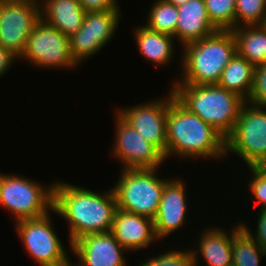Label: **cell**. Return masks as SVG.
<instances>
[{"instance_id":"34","label":"cell","mask_w":266,"mask_h":266,"mask_svg":"<svg viewBox=\"0 0 266 266\" xmlns=\"http://www.w3.org/2000/svg\"><path fill=\"white\" fill-rule=\"evenodd\" d=\"M165 1L171 4H174L175 6H179V5L187 3L189 0H165Z\"/></svg>"},{"instance_id":"26","label":"cell","mask_w":266,"mask_h":266,"mask_svg":"<svg viewBox=\"0 0 266 266\" xmlns=\"http://www.w3.org/2000/svg\"><path fill=\"white\" fill-rule=\"evenodd\" d=\"M235 4L236 27L265 24L264 0H235Z\"/></svg>"},{"instance_id":"19","label":"cell","mask_w":266,"mask_h":266,"mask_svg":"<svg viewBox=\"0 0 266 266\" xmlns=\"http://www.w3.org/2000/svg\"><path fill=\"white\" fill-rule=\"evenodd\" d=\"M40 5L41 19L68 38L78 33L86 16L78 0H42Z\"/></svg>"},{"instance_id":"28","label":"cell","mask_w":266,"mask_h":266,"mask_svg":"<svg viewBox=\"0 0 266 266\" xmlns=\"http://www.w3.org/2000/svg\"><path fill=\"white\" fill-rule=\"evenodd\" d=\"M247 102L266 107V63L254 67L253 85Z\"/></svg>"},{"instance_id":"7","label":"cell","mask_w":266,"mask_h":266,"mask_svg":"<svg viewBox=\"0 0 266 266\" xmlns=\"http://www.w3.org/2000/svg\"><path fill=\"white\" fill-rule=\"evenodd\" d=\"M231 152L248 167L266 156V107L244 103L233 131L225 138V159Z\"/></svg>"},{"instance_id":"32","label":"cell","mask_w":266,"mask_h":266,"mask_svg":"<svg viewBox=\"0 0 266 266\" xmlns=\"http://www.w3.org/2000/svg\"><path fill=\"white\" fill-rule=\"evenodd\" d=\"M15 61H18V57L0 45V77L8 73Z\"/></svg>"},{"instance_id":"11","label":"cell","mask_w":266,"mask_h":266,"mask_svg":"<svg viewBox=\"0 0 266 266\" xmlns=\"http://www.w3.org/2000/svg\"><path fill=\"white\" fill-rule=\"evenodd\" d=\"M115 118V144L111 154L123 164L122 169H156L164 163V155L144 139L117 112Z\"/></svg>"},{"instance_id":"2","label":"cell","mask_w":266,"mask_h":266,"mask_svg":"<svg viewBox=\"0 0 266 266\" xmlns=\"http://www.w3.org/2000/svg\"><path fill=\"white\" fill-rule=\"evenodd\" d=\"M166 131L167 158L173 155L182 160L215 158L216 161L226 156L225 137L175 97L168 107Z\"/></svg>"},{"instance_id":"6","label":"cell","mask_w":266,"mask_h":266,"mask_svg":"<svg viewBox=\"0 0 266 266\" xmlns=\"http://www.w3.org/2000/svg\"><path fill=\"white\" fill-rule=\"evenodd\" d=\"M156 169H121L112 186L117 208L154 219L168 178L157 176Z\"/></svg>"},{"instance_id":"4","label":"cell","mask_w":266,"mask_h":266,"mask_svg":"<svg viewBox=\"0 0 266 266\" xmlns=\"http://www.w3.org/2000/svg\"><path fill=\"white\" fill-rule=\"evenodd\" d=\"M175 98L225 138L233 131L245 99L218 84H172Z\"/></svg>"},{"instance_id":"1","label":"cell","mask_w":266,"mask_h":266,"mask_svg":"<svg viewBox=\"0 0 266 266\" xmlns=\"http://www.w3.org/2000/svg\"><path fill=\"white\" fill-rule=\"evenodd\" d=\"M105 191L54 182L53 213L68 221L69 245L85 235L111 231L117 201L112 187Z\"/></svg>"},{"instance_id":"24","label":"cell","mask_w":266,"mask_h":266,"mask_svg":"<svg viewBox=\"0 0 266 266\" xmlns=\"http://www.w3.org/2000/svg\"><path fill=\"white\" fill-rule=\"evenodd\" d=\"M147 28L175 37L178 23V8L165 0H155L148 12Z\"/></svg>"},{"instance_id":"20","label":"cell","mask_w":266,"mask_h":266,"mask_svg":"<svg viewBox=\"0 0 266 266\" xmlns=\"http://www.w3.org/2000/svg\"><path fill=\"white\" fill-rule=\"evenodd\" d=\"M133 29L138 53H141V57H144L147 62L156 64V66H166L173 60L175 37L151 30L145 25H139Z\"/></svg>"},{"instance_id":"13","label":"cell","mask_w":266,"mask_h":266,"mask_svg":"<svg viewBox=\"0 0 266 266\" xmlns=\"http://www.w3.org/2000/svg\"><path fill=\"white\" fill-rule=\"evenodd\" d=\"M120 14L121 10L86 12L78 33L69 38L72 56L78 65L111 41L122 19Z\"/></svg>"},{"instance_id":"16","label":"cell","mask_w":266,"mask_h":266,"mask_svg":"<svg viewBox=\"0 0 266 266\" xmlns=\"http://www.w3.org/2000/svg\"><path fill=\"white\" fill-rule=\"evenodd\" d=\"M119 244L130 252L149 247L159 240L151 218L129 213L117 208L110 231Z\"/></svg>"},{"instance_id":"25","label":"cell","mask_w":266,"mask_h":266,"mask_svg":"<svg viewBox=\"0 0 266 266\" xmlns=\"http://www.w3.org/2000/svg\"><path fill=\"white\" fill-rule=\"evenodd\" d=\"M208 17L218 30L236 28L235 0H204Z\"/></svg>"},{"instance_id":"22","label":"cell","mask_w":266,"mask_h":266,"mask_svg":"<svg viewBox=\"0 0 266 266\" xmlns=\"http://www.w3.org/2000/svg\"><path fill=\"white\" fill-rule=\"evenodd\" d=\"M254 67L236 52L222 71L217 84L247 100L253 85Z\"/></svg>"},{"instance_id":"9","label":"cell","mask_w":266,"mask_h":266,"mask_svg":"<svg viewBox=\"0 0 266 266\" xmlns=\"http://www.w3.org/2000/svg\"><path fill=\"white\" fill-rule=\"evenodd\" d=\"M27 60L32 66L51 69H72L74 61L69 38L40 19L28 37L26 47L18 60Z\"/></svg>"},{"instance_id":"8","label":"cell","mask_w":266,"mask_h":266,"mask_svg":"<svg viewBox=\"0 0 266 266\" xmlns=\"http://www.w3.org/2000/svg\"><path fill=\"white\" fill-rule=\"evenodd\" d=\"M52 213L53 210L39 218L15 222V232L39 266H70L72 261L51 223Z\"/></svg>"},{"instance_id":"18","label":"cell","mask_w":266,"mask_h":266,"mask_svg":"<svg viewBox=\"0 0 266 266\" xmlns=\"http://www.w3.org/2000/svg\"><path fill=\"white\" fill-rule=\"evenodd\" d=\"M177 8L176 41H179L182 47L218 30L208 17L204 0H189Z\"/></svg>"},{"instance_id":"15","label":"cell","mask_w":266,"mask_h":266,"mask_svg":"<svg viewBox=\"0 0 266 266\" xmlns=\"http://www.w3.org/2000/svg\"><path fill=\"white\" fill-rule=\"evenodd\" d=\"M171 179V180H170ZM164 185L159 208L154 217V229L157 238L165 239L188 221L187 185L184 180L170 178Z\"/></svg>"},{"instance_id":"14","label":"cell","mask_w":266,"mask_h":266,"mask_svg":"<svg viewBox=\"0 0 266 266\" xmlns=\"http://www.w3.org/2000/svg\"><path fill=\"white\" fill-rule=\"evenodd\" d=\"M68 251L78 259L71 266H128L124 249L111 232L89 234L73 242Z\"/></svg>"},{"instance_id":"3","label":"cell","mask_w":266,"mask_h":266,"mask_svg":"<svg viewBox=\"0 0 266 266\" xmlns=\"http://www.w3.org/2000/svg\"><path fill=\"white\" fill-rule=\"evenodd\" d=\"M181 48L179 65L183 78L174 80L173 84H217L222 71L237 52L231 30H217Z\"/></svg>"},{"instance_id":"21","label":"cell","mask_w":266,"mask_h":266,"mask_svg":"<svg viewBox=\"0 0 266 266\" xmlns=\"http://www.w3.org/2000/svg\"><path fill=\"white\" fill-rule=\"evenodd\" d=\"M237 53L254 66L266 63V26L246 25L231 30Z\"/></svg>"},{"instance_id":"29","label":"cell","mask_w":266,"mask_h":266,"mask_svg":"<svg viewBox=\"0 0 266 266\" xmlns=\"http://www.w3.org/2000/svg\"><path fill=\"white\" fill-rule=\"evenodd\" d=\"M249 168L251 178L247 187L249 186V193L256 199V203L260 205L259 209L266 208V173L258 171L254 166ZM253 174V175H252Z\"/></svg>"},{"instance_id":"12","label":"cell","mask_w":266,"mask_h":266,"mask_svg":"<svg viewBox=\"0 0 266 266\" xmlns=\"http://www.w3.org/2000/svg\"><path fill=\"white\" fill-rule=\"evenodd\" d=\"M169 96L157 98L143 104L117 108L116 112L130 124L144 139L153 144L167 160L166 119L168 107L175 97L172 89Z\"/></svg>"},{"instance_id":"33","label":"cell","mask_w":266,"mask_h":266,"mask_svg":"<svg viewBox=\"0 0 266 266\" xmlns=\"http://www.w3.org/2000/svg\"><path fill=\"white\" fill-rule=\"evenodd\" d=\"M258 171L266 173V156H264L257 164L254 166Z\"/></svg>"},{"instance_id":"30","label":"cell","mask_w":266,"mask_h":266,"mask_svg":"<svg viewBox=\"0 0 266 266\" xmlns=\"http://www.w3.org/2000/svg\"><path fill=\"white\" fill-rule=\"evenodd\" d=\"M259 213H258V222L257 223V227L256 228V233H253L251 231V229L249 228L248 225H246V222L241 224V227L265 250L266 252V208L264 209H258Z\"/></svg>"},{"instance_id":"27","label":"cell","mask_w":266,"mask_h":266,"mask_svg":"<svg viewBox=\"0 0 266 266\" xmlns=\"http://www.w3.org/2000/svg\"><path fill=\"white\" fill-rule=\"evenodd\" d=\"M169 250L158 256L152 255V258L146 259L139 266H194L191 249Z\"/></svg>"},{"instance_id":"23","label":"cell","mask_w":266,"mask_h":266,"mask_svg":"<svg viewBox=\"0 0 266 266\" xmlns=\"http://www.w3.org/2000/svg\"><path fill=\"white\" fill-rule=\"evenodd\" d=\"M265 250L241 227L233 236L232 265L260 266Z\"/></svg>"},{"instance_id":"17","label":"cell","mask_w":266,"mask_h":266,"mask_svg":"<svg viewBox=\"0 0 266 266\" xmlns=\"http://www.w3.org/2000/svg\"><path fill=\"white\" fill-rule=\"evenodd\" d=\"M240 228L241 224L238 223L229 229L231 232L218 226L202 229L205 231L200 232L201 237L197 240L199 244L191 250L194 266L199 265V254L205 266H231L233 236Z\"/></svg>"},{"instance_id":"35","label":"cell","mask_w":266,"mask_h":266,"mask_svg":"<svg viewBox=\"0 0 266 266\" xmlns=\"http://www.w3.org/2000/svg\"><path fill=\"white\" fill-rule=\"evenodd\" d=\"M20 1V0H19ZM21 1H34V2H36V3H39V1H40V4H41V0H21Z\"/></svg>"},{"instance_id":"10","label":"cell","mask_w":266,"mask_h":266,"mask_svg":"<svg viewBox=\"0 0 266 266\" xmlns=\"http://www.w3.org/2000/svg\"><path fill=\"white\" fill-rule=\"evenodd\" d=\"M41 5L34 1L0 0V45L20 57L36 23Z\"/></svg>"},{"instance_id":"5","label":"cell","mask_w":266,"mask_h":266,"mask_svg":"<svg viewBox=\"0 0 266 266\" xmlns=\"http://www.w3.org/2000/svg\"><path fill=\"white\" fill-rule=\"evenodd\" d=\"M53 203L54 183L46 187L30 177L0 172V207L13 221L42 217L53 210Z\"/></svg>"},{"instance_id":"31","label":"cell","mask_w":266,"mask_h":266,"mask_svg":"<svg viewBox=\"0 0 266 266\" xmlns=\"http://www.w3.org/2000/svg\"><path fill=\"white\" fill-rule=\"evenodd\" d=\"M86 12L120 10L118 0H78Z\"/></svg>"}]
</instances>
